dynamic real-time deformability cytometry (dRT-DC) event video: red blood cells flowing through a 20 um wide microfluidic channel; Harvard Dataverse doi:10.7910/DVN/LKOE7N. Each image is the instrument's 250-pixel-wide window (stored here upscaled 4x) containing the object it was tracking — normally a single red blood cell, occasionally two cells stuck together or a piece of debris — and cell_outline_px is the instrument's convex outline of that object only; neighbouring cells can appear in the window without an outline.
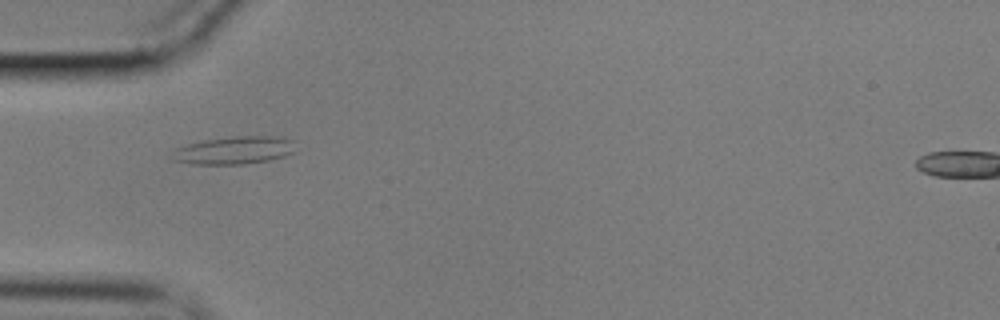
{"species": "common noctule bat (a hibernating species)", "species_latin": "Nyctalus noctula", "temperature_condition": "cold", "stored_images_in_passage": 39, "camera_frame_rate_fps": 3000, "um_per_image_px": 0.085, "animal": {"sex": "male", "body_mass_g": 17.9}, "frame": {"image": 1, "passage_image": 5, "time_ms": 1.333, "image_size_px": [1000, 320], "cell_outline_px": [[296, 152], [284, 156], [268, 160], [244, 164], [192, 164], [168, 160], [172, 152], [176, 148], [188, 144], [204, 140], [232, 136], [284, 136], [292, 140]], "centroid_in_image_um": [19.89, 12.77], "position_along_channel_um": 65.1, "area_um2": 20.29}}
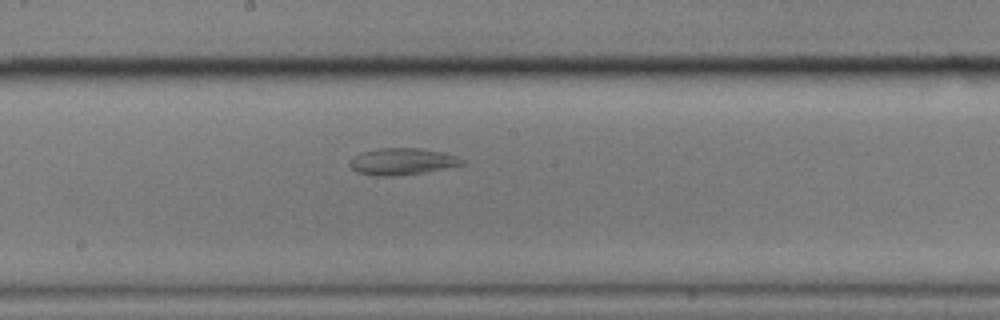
{"frame": {"image": 2, "passage_image": 18, "time_ms": 5.667, "image_size_px": [1000, 320], "cell_outline_px": [[464, 164], [424, 172], [392, 176], [376, 176], [356, 172], [348, 164], [352, 156], [360, 152], [380, 148], [420, 148], [444, 152], [456, 156], [464, 160]], "centroid_in_image_um": [34.13, 13.72], "position_along_channel_um": 214.1, "area_um2": 17.51}}
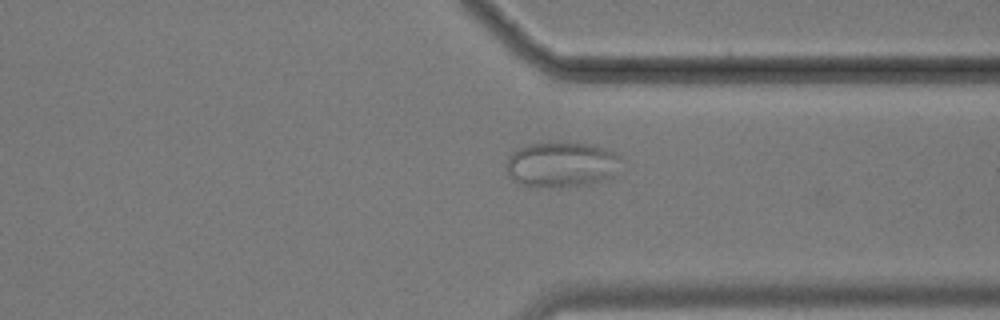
{"frame": {"image": 3, "passage_image": 31, "time_ms": 10.0, "image_size_px": [1000, 320], "cell_outline_px": [[624, 160], [616, 176], [608, 180], [588, 184], [560, 188], [540, 188], [520, 184], [512, 180], [508, 176], [508, 156], [516, 148], [528, 144], [548, 140], [568, 140], [588, 144], [616, 152]], "centroid_in_image_um": [47.78, 13.97], "position_along_channel_um": 363.6, "area_um2": 31.96}}